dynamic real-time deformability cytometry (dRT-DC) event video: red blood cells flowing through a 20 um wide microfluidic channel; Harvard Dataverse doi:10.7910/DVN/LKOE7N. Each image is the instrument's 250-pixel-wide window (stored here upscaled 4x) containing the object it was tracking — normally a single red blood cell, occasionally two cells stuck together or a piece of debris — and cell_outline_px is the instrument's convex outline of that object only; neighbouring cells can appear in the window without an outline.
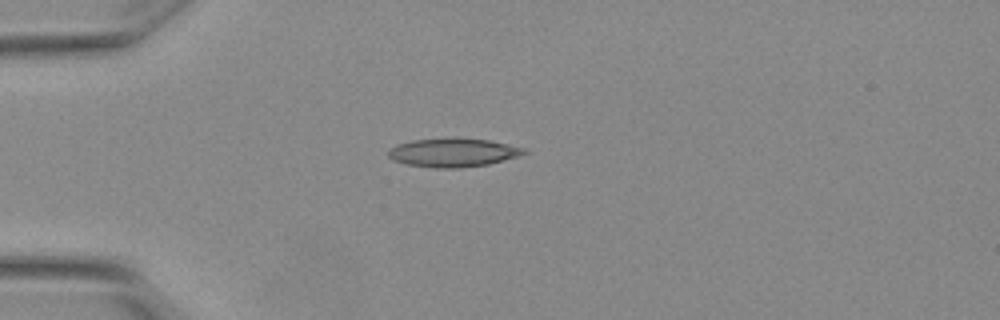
{"species": "Egyptian fruit bat (a non-hibernating species)", "species_latin": "Rousettus aegyptiacus", "temperature_condition": "warm", "stored_images_in_passage": 2, "camera_frame_rate_fps": 3000, "um_per_image_px": 0.085, "animal": {"sex": "female"}, "frame": {"image": 1, "passage_image": 1, "time_ms": 0.0, "image_size_px": [1000, 320], "cell_outline_px": [[528, 152], [504, 160], [488, 164], [460, 168], [436, 168], [408, 164], [392, 160], [388, 156], [388, 152], [392, 148], [400, 144], [412, 140], [488, 140], [524, 148]], "centroid_in_image_um": [38.51, 13.01], "position_along_channel_um": 46.5, "area_um2": 21.62}}